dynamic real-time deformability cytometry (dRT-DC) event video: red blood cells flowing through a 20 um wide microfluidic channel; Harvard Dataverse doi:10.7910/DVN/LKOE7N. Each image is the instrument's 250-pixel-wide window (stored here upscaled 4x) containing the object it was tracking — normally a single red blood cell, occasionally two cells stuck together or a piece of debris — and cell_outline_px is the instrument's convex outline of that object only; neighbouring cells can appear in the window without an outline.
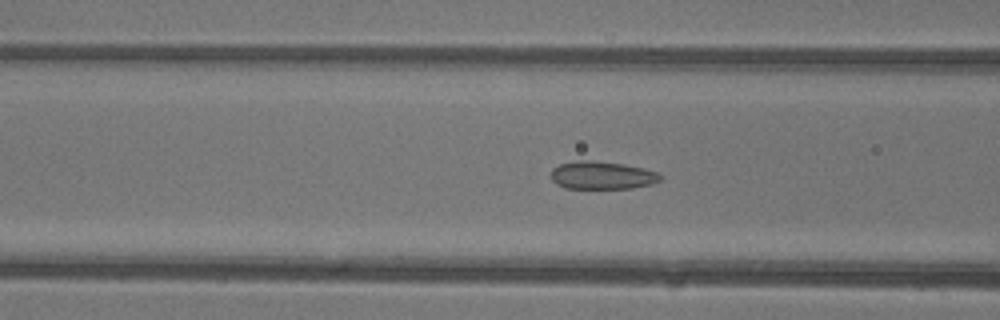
{"species": "common noctule bat (a hibernating species)", "species_latin": "Nyctalus noctula", "temperature_condition": "warm", "stored_images_in_passage": 48, "camera_frame_rate_fps": 3000, "um_per_image_px": 0.085, "animal": {"sex": "female"}, "frame": {"image": 1, "passage_image": 20, "time_ms": 6.333, "image_size_px": [1000, 320], "cell_outline_px": [[664, 176], [660, 180], [652, 184], [632, 188], [564, 188], [556, 184], [552, 180], [552, 168], [560, 164], [576, 160], [588, 160], [624, 164], [644, 168], [656, 172]], "centroid_in_image_um": [51.18, 14.9], "position_along_channel_um": 115.4, "area_um2": 17.8}}
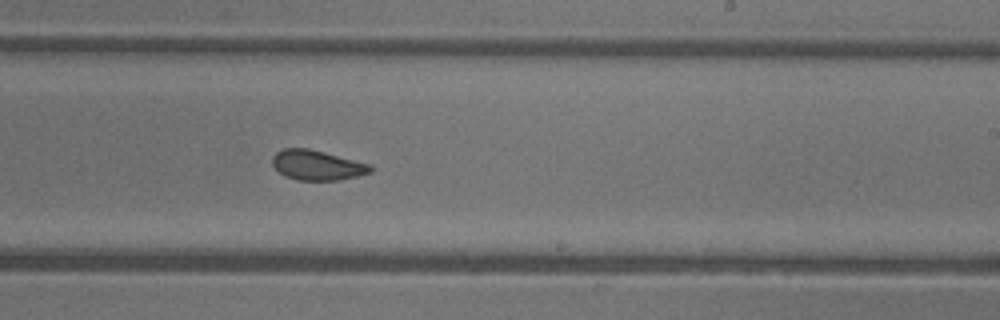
{"frame": {"image": 2, "passage_image": 30, "time_ms": 9.667, "image_size_px": [1000, 320], "cell_outline_px": [[372, 172], [340, 180], [296, 180], [284, 176], [272, 164], [272, 156], [276, 152], [284, 148], [308, 148], [372, 164]], "centroid_in_image_um": [26.95, 14.04], "position_along_channel_um": 262.0, "area_um2": 17.17}}
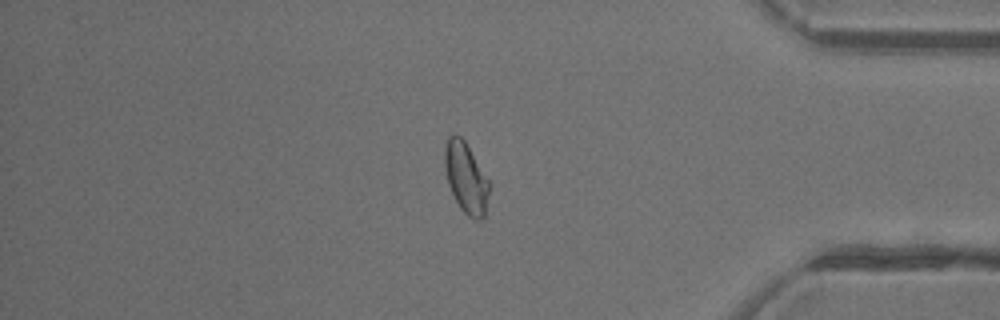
{"frame": {"image": 3, "passage_image": 41, "time_ms": 13.333, "image_size_px": [1000, 320], "cell_outline_px": [[488, 196], [484, 216], [480, 220], [472, 220], [460, 208], [448, 184], [444, 164], [444, 148], [448, 136], [456, 132], [464, 140], [488, 180]], "centroid_in_image_um": [39.57, 15.1], "position_along_channel_um": 395.6, "area_um2": 18.09}, "authors_computed_cell_mechanics": {"area_um2": 18.6983, "velocity_mm_per_s": 4.3943, "shape_relaxation_time_tau1_ms": 8.9751, "shape_relaxation_time_tau2_ms": 1.0757, "deformation_change_tau1": 0.1509, "deformation_change_tau2": 0.0477}}